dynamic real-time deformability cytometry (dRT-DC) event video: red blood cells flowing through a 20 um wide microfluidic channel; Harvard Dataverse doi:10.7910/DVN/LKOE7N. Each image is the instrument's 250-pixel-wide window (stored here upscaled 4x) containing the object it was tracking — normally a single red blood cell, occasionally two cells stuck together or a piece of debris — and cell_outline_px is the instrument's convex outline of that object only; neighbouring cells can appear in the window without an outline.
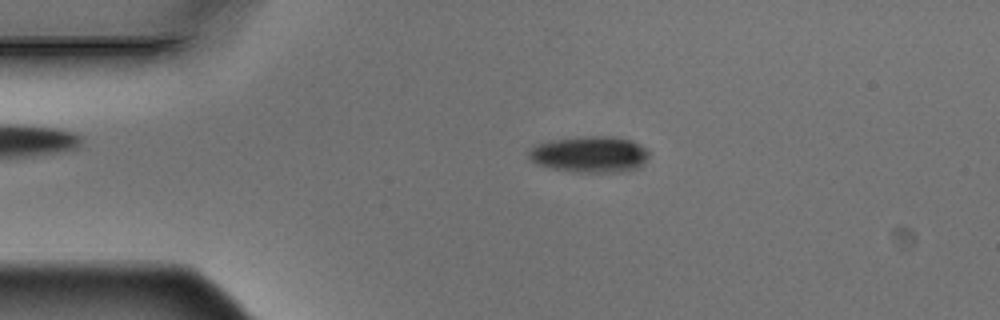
{"species": "Egyptian fruit bat (a non-hibernating species)", "species_latin": "Rousettus aegyptiacus", "temperature_condition": "warm", "stored_images_in_passage": 5, "camera_frame_rate_fps": 3000, "um_per_image_px": 0.085, "animal": {"sex": "male"}, "frame": {"image": 1, "passage_image": 2, "time_ms": 0.333, "image_size_px": [1000, 320], "cell_outline_px": [[648, 156], [636, 168], [620, 172], [588, 172], [552, 168], [540, 164], [532, 160], [528, 156], [528, 148], [536, 144], [548, 140], [580, 136], [612, 136], [632, 140], [640, 144], [648, 152]], "centroid_in_image_um": [50.1, 13.08], "position_along_channel_um": 34.9, "area_um2": 25.2}}
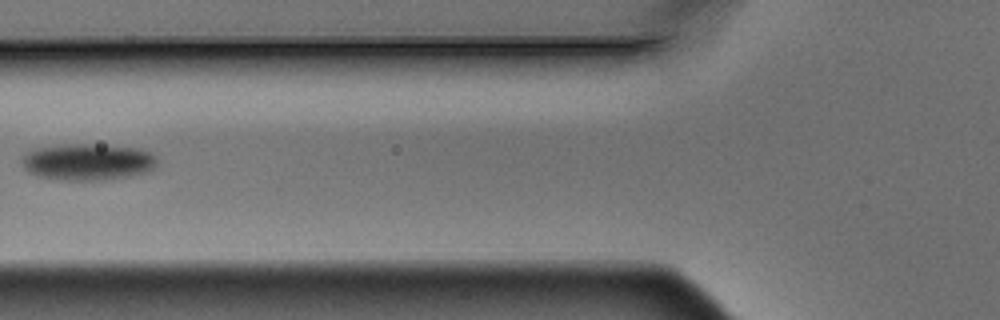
{"frame": {"image": 2, "passage_image": 4, "time_ms": 1.0, "image_size_px": [1000, 320], "cell_outline_px": [[156, 160], [152, 168], [144, 172], [128, 176], [100, 180], [64, 180], [40, 176], [28, 172], [24, 168], [20, 160], [28, 152], [40, 148], [64, 144], [96, 144], [136, 148], [152, 152], [156, 156]], "centroid_in_image_um": [7.44, 13.75], "position_along_channel_um": 118.4, "area_um2": 28.5}}
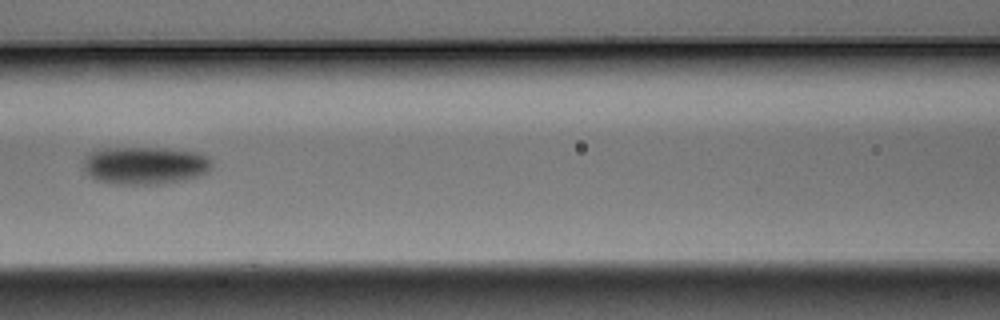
{"frame": {"image": 3, "passage_image": 5, "time_ms": 1.333, "image_size_px": [1000, 320], "cell_outline_px": [[212, 164], [208, 172], [184, 180], [160, 184], [120, 184], [96, 180], [84, 168], [84, 156], [96, 148], [164, 148], [196, 152], [208, 156], [212, 160]], "centroid_in_image_um": [12.33, 14.05], "position_along_channel_um": 154.3, "area_um2": 28.26}}